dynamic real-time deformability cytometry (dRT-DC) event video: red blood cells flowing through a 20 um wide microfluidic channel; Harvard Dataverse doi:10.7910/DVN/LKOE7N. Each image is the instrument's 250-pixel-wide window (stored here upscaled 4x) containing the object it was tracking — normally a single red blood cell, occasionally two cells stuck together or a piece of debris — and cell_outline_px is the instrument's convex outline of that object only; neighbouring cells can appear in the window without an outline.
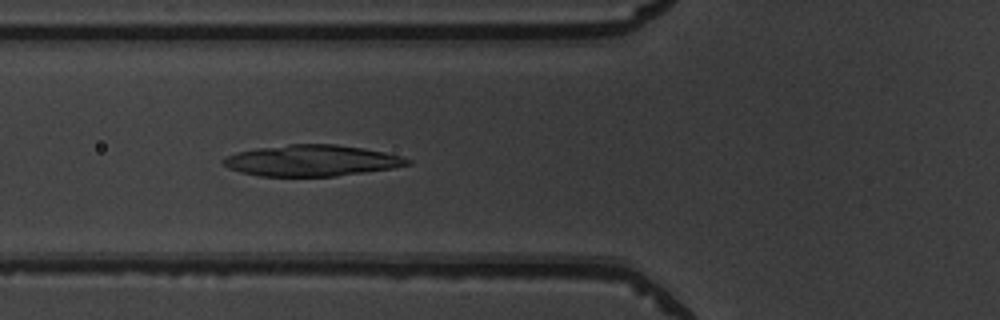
{"species": "common noctule bat (a hibernating species)", "species_latin": "Nyctalus noctula", "temperature_condition": "warm", "stored_images_in_passage": 52, "camera_frame_rate_fps": 3000, "um_per_image_px": 0.085, "animal": {"sex": "male", "body_mass_g": 19.5, "forearm_length_mm": 54.6}, "frame": {"image": 1, "passage_image": 20, "time_ms": 6.333, "image_size_px": [1000, 320], "cell_outline_px": [[412, 164], [392, 168], [336, 176], [260, 176], [240, 172], [228, 168], [220, 160], [224, 156], [256, 148], [288, 144], [336, 144], [364, 148], [384, 152], [400, 156], [412, 160]], "centroid_in_image_um": [26.48, 13.64], "position_along_channel_um": 99.3, "area_um2": 33.47}}
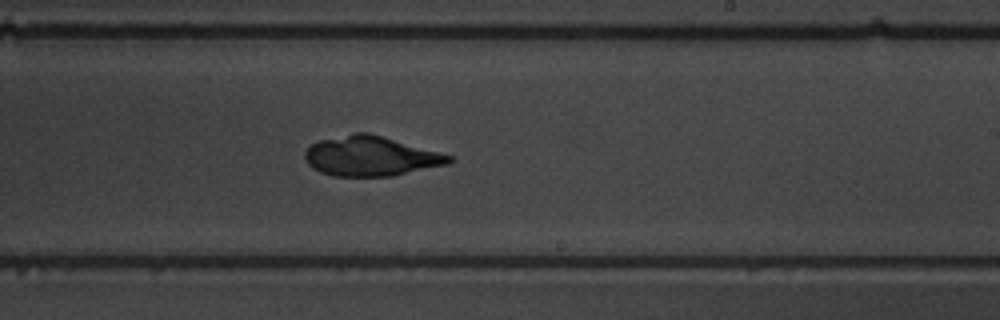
{"frame": {"image": 2, "passage_image": 32, "time_ms": 10.333, "image_size_px": [1000, 320], "cell_outline_px": [[452, 160], [448, 164], [392, 176], [332, 176], [320, 172], [312, 168], [308, 164], [304, 156], [304, 152], [312, 144], [320, 140], [352, 132], [368, 132], [452, 156]], "centroid_in_image_um": [31.47, 13.27], "position_along_channel_um": 257.5, "area_um2": 33.23}}
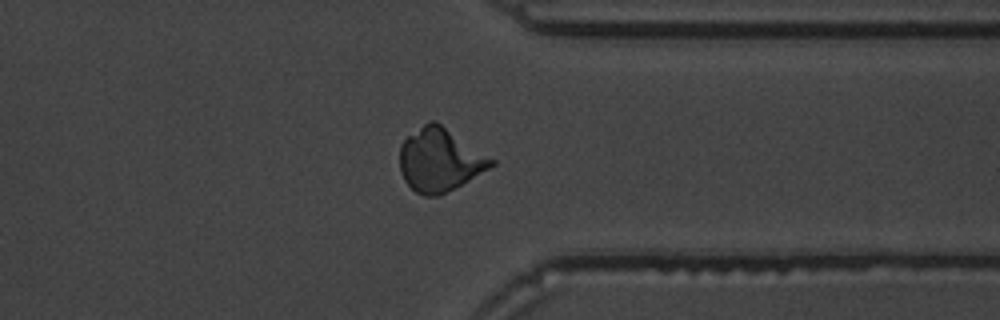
{"frame": {"image": 3, "passage_image": 41, "time_ms": 13.333, "image_size_px": [1000, 320], "cell_outline_px": [[496, 164], [440, 196], [424, 196], [416, 192], [404, 180], [400, 172], [400, 144], [408, 136], [428, 120], [436, 120], [496, 160]], "centroid_in_image_um": [37.38, 13.58], "position_along_channel_um": 374.0, "area_um2": 33.7}}